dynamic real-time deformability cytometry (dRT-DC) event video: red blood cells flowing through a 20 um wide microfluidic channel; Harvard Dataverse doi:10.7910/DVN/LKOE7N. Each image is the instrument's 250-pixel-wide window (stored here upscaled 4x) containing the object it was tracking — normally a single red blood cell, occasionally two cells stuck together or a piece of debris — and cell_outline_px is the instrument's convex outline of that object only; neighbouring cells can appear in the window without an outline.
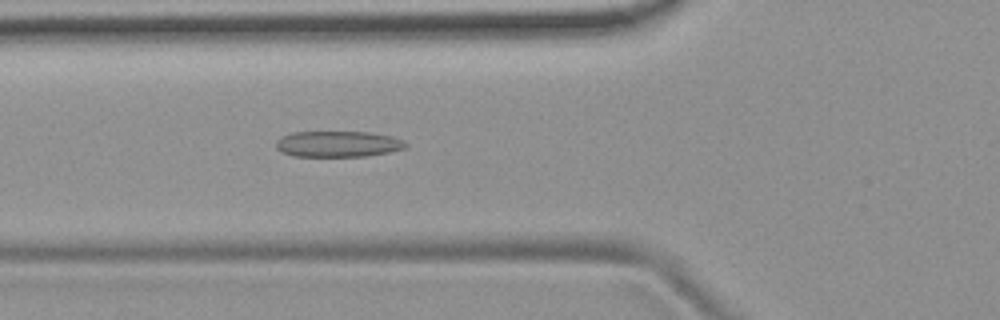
{"species": "common noctule bat (a hibernating species)", "species_latin": "Nyctalus noctula", "temperature_condition": "room temperature", "stored_images_in_passage": 53, "camera_frame_rate_fps": 3000, "um_per_image_px": 0.085, "animal": {"sex": "female", "body_mass_g": 19.9}, "frame": {"image": 1, "passage_image": 19, "time_ms": 6.0, "image_size_px": [1000, 320], "cell_outline_px": [[408, 148], [368, 156], [292, 156], [280, 152], [276, 148], [276, 140], [280, 136], [292, 132], [368, 132], [392, 136], [404, 140], [408, 144]], "centroid_in_image_um": [28.72, 12.24], "position_along_channel_um": 97.1, "area_um2": 19.88}}
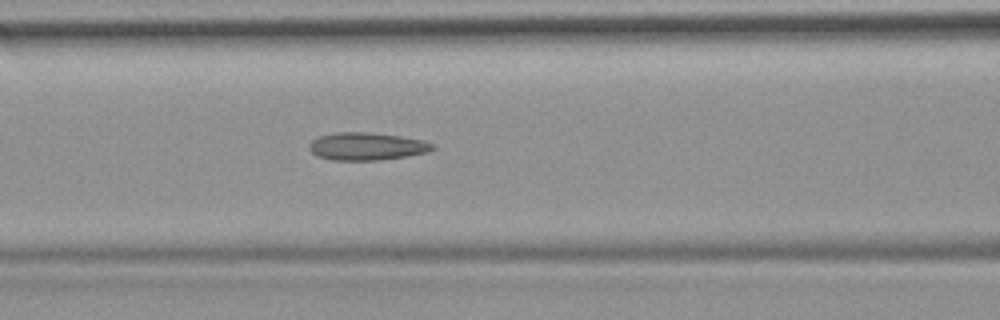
{"frame": {"image": 2, "passage_image": 22, "time_ms": 7.0, "image_size_px": [1000, 320], "cell_outline_px": [[436, 148], [428, 152], [408, 156], [376, 160], [332, 160], [316, 156], [308, 148], [308, 144], [312, 140], [320, 136], [336, 132], [368, 132], [400, 136], [424, 140], [432, 144]], "centroid_in_image_um": [31.16, 12.44], "position_along_channel_um": 135.4, "area_um2": 19.94}}
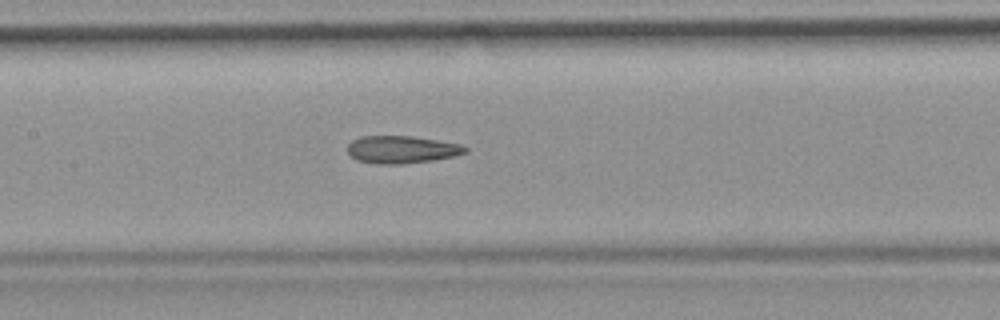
{"frame": {"image": 3, "passage_image": 25, "time_ms": 8.0, "image_size_px": [1000, 320], "cell_outline_px": [[468, 152], [456, 156], [432, 160], [404, 164], [376, 164], [356, 160], [348, 152], [348, 144], [352, 140], [360, 136], [412, 136], [460, 144], [468, 148]], "centroid_in_image_um": [34.15, 12.71], "position_along_channel_um": 173.3, "area_um2": 18.96}, "authors_computed_cell_mechanics": {"area_um2": 19.5364, "velocity_mm_per_s": 3.7838, "shape_relaxation_time_tau1_ms": null, "shape_relaxation_time_tau2_ms": 3.3124, "deformation_change_tau1": null, "deformation_change_tau2": 0.1306}}